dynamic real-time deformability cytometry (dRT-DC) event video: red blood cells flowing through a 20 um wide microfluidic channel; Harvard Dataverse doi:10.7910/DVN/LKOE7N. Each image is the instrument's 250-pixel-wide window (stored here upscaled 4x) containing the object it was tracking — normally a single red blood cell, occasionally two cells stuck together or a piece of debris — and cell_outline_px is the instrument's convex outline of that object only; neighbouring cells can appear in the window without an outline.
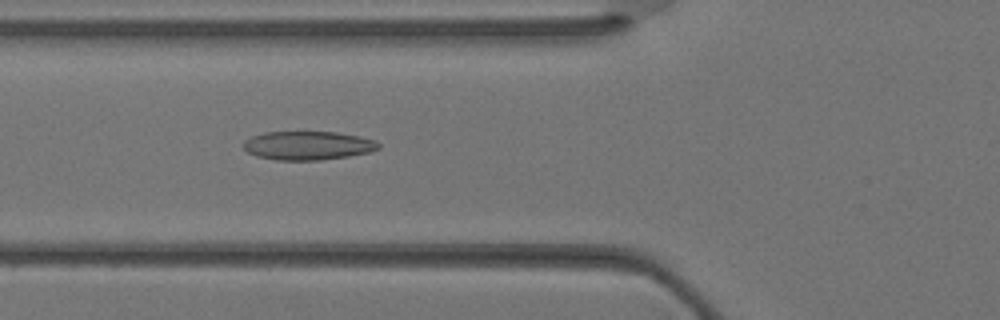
{"species": "Egyptian fruit bat (a non-hibernating species)", "species_latin": "Rousettus aegyptiacus", "temperature_condition": "warm", "stored_images_in_passage": 37, "camera_frame_rate_fps": 3000, "um_per_image_px": 0.085, "animal": {"sex": "female"}, "frame": {"image": 1, "passage_image": 14, "time_ms": 4.333, "image_size_px": [1000, 320], "cell_outline_px": [[380, 148], [368, 152], [348, 156], [320, 160], [276, 160], [256, 156], [248, 152], [244, 148], [244, 140], [252, 136], [264, 132], [336, 132], [360, 136], [376, 140], [380, 144]], "centroid_in_image_um": [26.17, 12.37], "position_along_channel_um": 99.6, "area_um2": 22.6}}
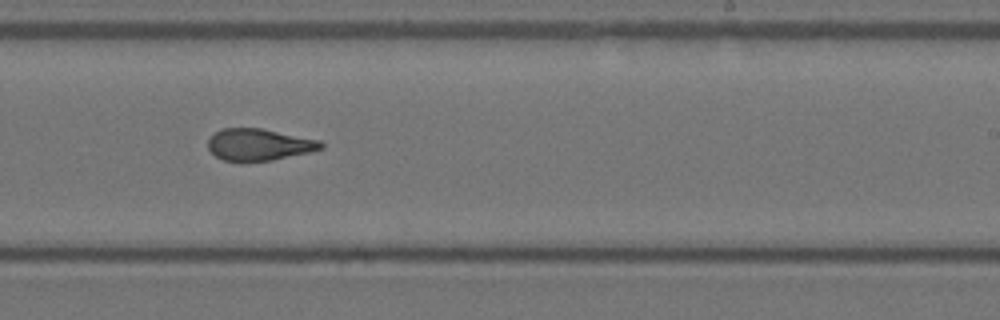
{"frame": {"image": 2, "passage_image": 23, "time_ms": 7.333, "image_size_px": [1000, 320], "cell_outline_px": [[324, 148], [308, 152], [272, 160], [240, 164], [224, 160], [216, 156], [208, 148], [208, 140], [216, 132], [224, 128], [260, 128], [320, 140], [324, 144]], "centroid_in_image_um": [21.99, 12.32], "position_along_channel_um": 267.0, "area_um2": 21.15}}
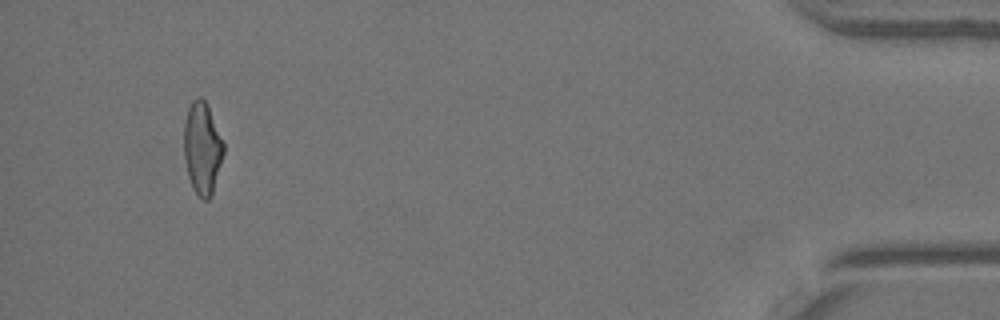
{"frame": {"image": 3, "passage_image": 35, "time_ms": 11.333, "image_size_px": [1000, 320], "cell_outline_px": [[224, 152], [212, 196], [208, 200], [204, 200], [192, 188], [188, 176], [184, 160], [184, 120], [188, 108], [192, 100], [200, 96], [208, 104], [224, 144]], "centroid_in_image_um": [17.19, 12.59], "position_along_channel_um": 418.0, "area_um2": 21.44}}